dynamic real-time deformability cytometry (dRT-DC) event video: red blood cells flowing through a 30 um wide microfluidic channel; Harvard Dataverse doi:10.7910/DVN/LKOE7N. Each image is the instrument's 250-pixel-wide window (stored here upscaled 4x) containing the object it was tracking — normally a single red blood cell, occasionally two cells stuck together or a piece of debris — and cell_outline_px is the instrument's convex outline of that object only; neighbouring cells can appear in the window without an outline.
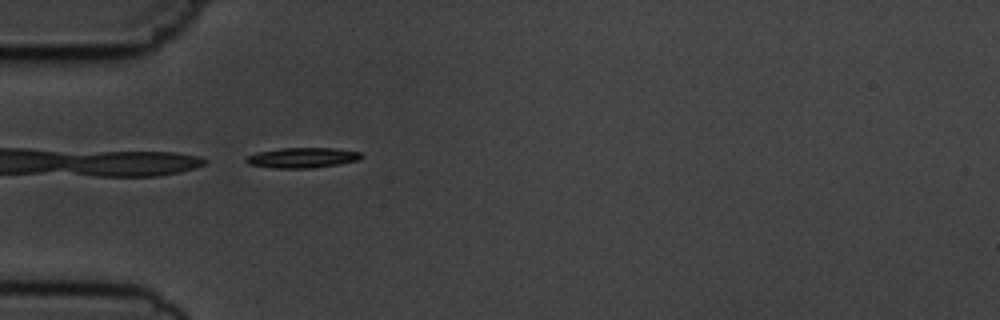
{"species": "common noctule bat (a hibernating species)", "species_latin": "Nyctalus noctula", "temperature_condition": "cold", "stored_images_in_passage": 5, "camera_frame_rate_fps": 3000, "um_per_image_px": 0.085, "animal": {"sex": "male", "body_mass_g": 19.5, "forearm_length_mm": 54.6}, "frame": {"image": 1, "passage_image": 5, "time_ms": 5.333, "image_size_px": [1000, 320], "cell_outline_px": [[364, 156], [360, 160], [312, 168], [276, 168], [248, 164], [244, 160], [248, 156], [256, 152], [280, 148], [332, 148], [360, 152]], "centroid_in_image_um": [25.69, 13.4], "position_along_channel_um": 59.3, "area_um2": 13.53}}